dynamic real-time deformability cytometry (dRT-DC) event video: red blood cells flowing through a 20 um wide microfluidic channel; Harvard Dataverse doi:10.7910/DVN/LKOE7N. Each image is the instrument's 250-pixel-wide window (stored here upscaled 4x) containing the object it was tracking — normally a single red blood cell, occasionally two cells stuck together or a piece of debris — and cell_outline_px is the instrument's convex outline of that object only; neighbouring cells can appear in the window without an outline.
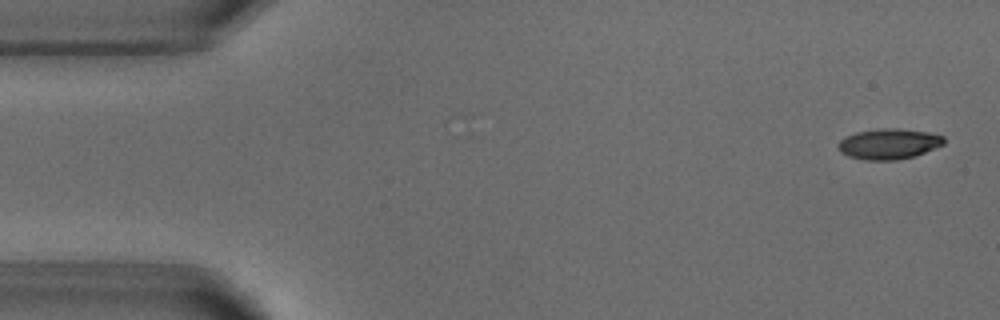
{"species": "common noctule bat (a hibernating species)", "species_latin": "Nyctalus noctula", "temperature_condition": "warm", "stored_images_in_passage": 51, "camera_frame_rate_fps": 3000, "um_per_image_px": 0.085, "animal": {"sex": "male", "body_mass_g": 18.8}, "frame": {"image": 1, "passage_image": 1, "time_ms": 0.0, "image_size_px": [1000, 320], "cell_outline_px": [[944, 144], [916, 156], [896, 160], [864, 160], [848, 156], [840, 152], [836, 148], [840, 140], [844, 136], [856, 132], [880, 128], [900, 128], [928, 132], [944, 136]], "centroid_in_image_um": [75.52, 12.23], "position_along_channel_um": 9.5, "area_um2": 19.07}}
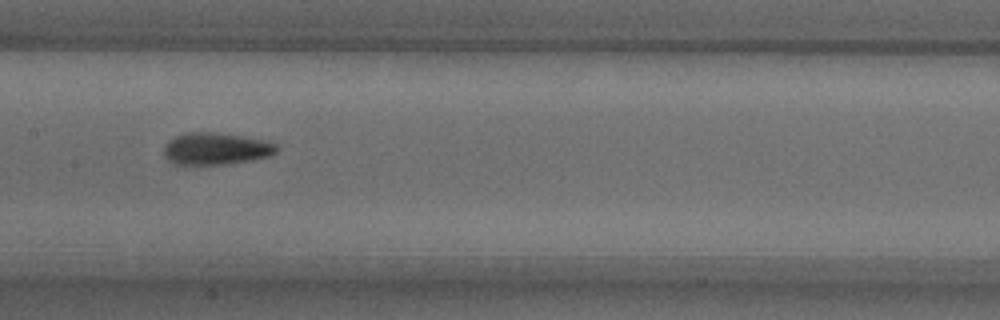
{"frame": {"image": 2, "passage_image": 24, "time_ms": 7.667, "image_size_px": [1000, 320], "cell_outline_px": [[280, 148], [276, 152], [268, 156], [252, 160], [224, 164], [176, 164], [168, 160], [164, 156], [164, 144], [168, 140], [176, 136], [188, 132], [212, 132], [240, 136], [264, 140], [276, 144]], "centroid_in_image_um": [18.34, 12.64], "position_along_channel_um": 189.1, "area_um2": 20.92}}
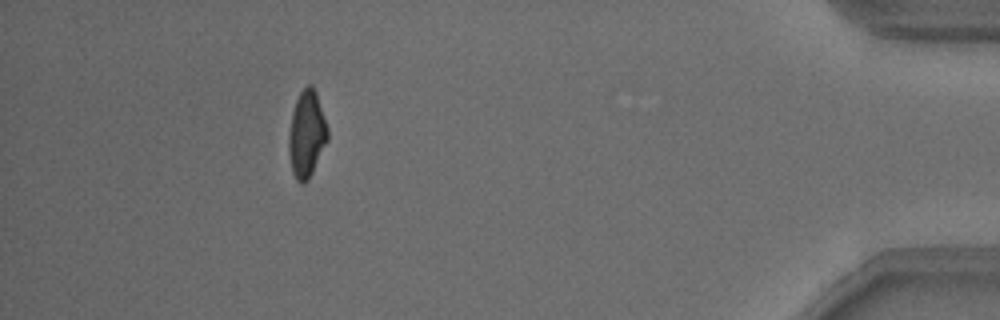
{"frame": {"image": 3, "passage_image": 46, "time_ms": 15.0, "image_size_px": [1000, 320], "cell_outline_px": [[328, 140], [308, 180], [304, 184], [300, 184], [296, 180], [292, 172], [288, 152], [288, 136], [292, 112], [296, 100], [300, 92], [308, 84], [312, 84], [316, 92], [328, 128]], "centroid_in_image_um": [26.05, 11.42], "position_along_channel_um": 409.1, "area_um2": 19.71}, "authors_computed_cell_mechanics": {"area_um2": 19.8832, "velocity_mm_per_s": 3.8295, "shape_relaxation_time_tau1_ms": 4.4807, "shape_relaxation_time_tau2_ms": 1.9553, "deformation_change_tau1": 0.1916, "deformation_change_tau2": 0.0904}}